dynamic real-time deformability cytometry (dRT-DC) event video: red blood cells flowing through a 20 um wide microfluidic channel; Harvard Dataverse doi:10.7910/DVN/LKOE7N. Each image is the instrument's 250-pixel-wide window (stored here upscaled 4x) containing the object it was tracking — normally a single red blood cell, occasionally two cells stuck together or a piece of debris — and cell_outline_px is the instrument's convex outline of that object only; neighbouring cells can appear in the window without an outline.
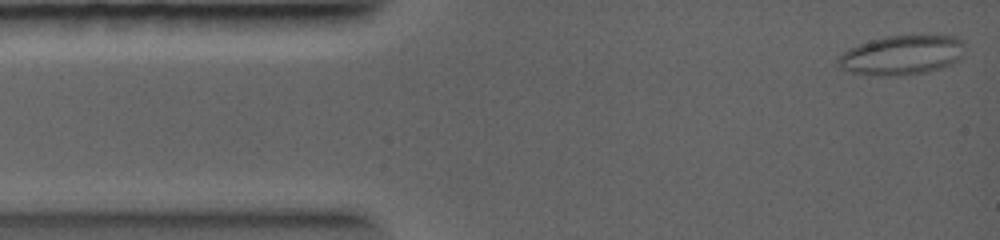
{"species": "common noctule bat (a hibernating species)", "species_latin": "Nyctalus noctula", "temperature_condition": "warm", "stored_images_in_passage": 48, "camera_frame_rate_fps": 5000, "um_per_image_px": 0.085, "animal": {"sex": "female", "body_mass_g": 19.0, "forearm_length_mm": 56.7}, "frame": {"image": 1, "passage_image": 1, "time_ms": 0.0, "image_size_px": [1000, 240], "cell_outline_px": [[964, 56], [960, 60], [940, 68], [928, 72], [896, 76], [880, 76], [844, 72], [836, 64], [836, 56], [848, 48], [872, 40], [888, 36], [920, 32], [952, 36], [960, 40], [964, 44]], "centroid_in_image_um": [76.64, 4.66], "position_along_channel_um": 8.4, "area_um2": 30.4}}
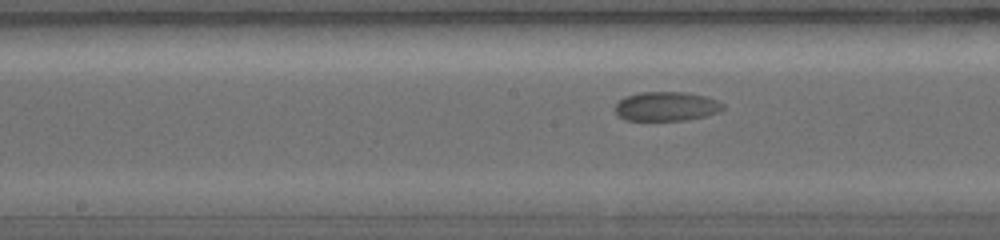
{"frame": {"image": 2, "passage_image": 25, "time_ms": 5.6, "image_size_px": [1000, 240], "cell_outline_px": [[724, 108], [720, 112], [704, 116], [684, 120], [624, 120], [616, 116], [616, 104], [624, 96], [640, 92], [684, 92], [704, 96], [716, 100], [724, 104]], "centroid_in_image_um": [56.62, 9.04], "position_along_channel_um": 191.6, "area_um2": 18.38}}
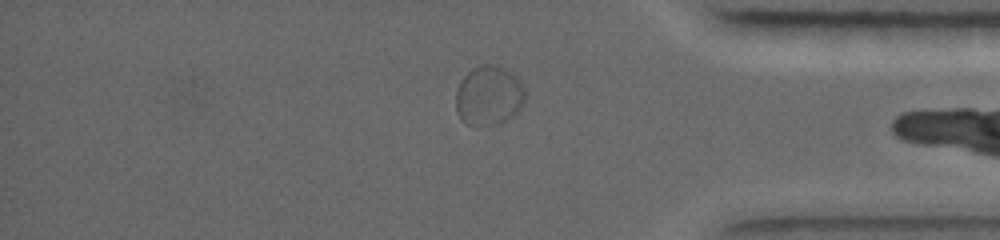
{"frame": {"image": 3, "passage_image": 45, "time_ms": 10.2, "image_size_px": [1000, 240], "cell_outline_px": [[524, 104], [512, 116], [496, 124], [476, 128], [460, 120], [456, 112], [456, 92], [460, 80], [472, 68], [504, 68], [512, 72], [524, 84]], "centroid_in_image_um": [41.53, 8.2], "position_along_channel_um": 393.7, "area_um2": 23.87}}